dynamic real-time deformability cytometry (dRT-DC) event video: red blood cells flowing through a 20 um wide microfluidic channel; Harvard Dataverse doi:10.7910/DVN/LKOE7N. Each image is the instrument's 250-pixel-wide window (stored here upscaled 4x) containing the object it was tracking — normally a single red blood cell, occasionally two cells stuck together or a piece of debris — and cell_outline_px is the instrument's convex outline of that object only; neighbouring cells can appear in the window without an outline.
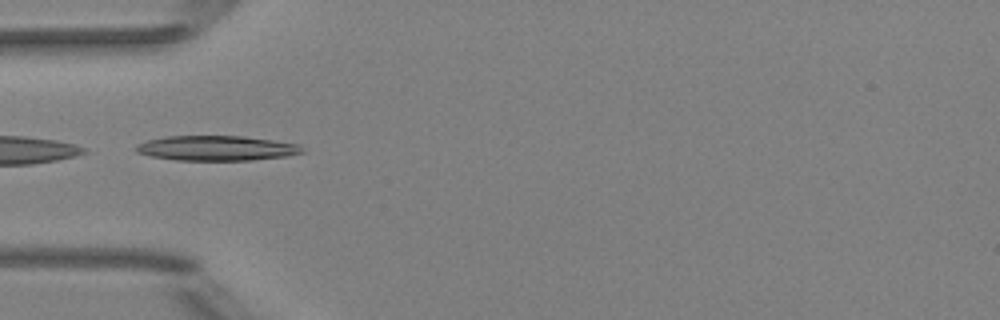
{"species": "Egyptian fruit bat (a non-hibernating species)", "species_latin": "Rousettus aegyptiacus", "temperature_condition": "room temperature", "stored_images_in_passage": 24, "camera_frame_rate_fps": 3000, "um_per_image_px": 0.085, "animal": {"sex": "female"}, "frame": {"image": 1, "passage_image": 1, "time_ms": 0.0, "image_size_px": [1000, 320], "cell_outline_px": [[304, 152], [288, 156], [252, 160], [176, 160], [152, 156], [136, 152], [136, 144], [148, 140], [164, 136], [244, 136], [300, 144], [304, 148]], "centroid_in_image_um": [18.44, 12.59], "position_along_channel_um": 66.6, "area_um2": 24.22}}
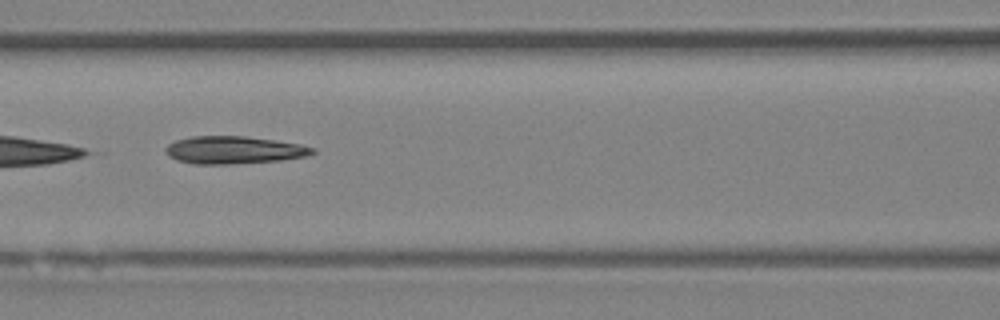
{"frame": {"image": 2, "passage_image": 7, "time_ms": 2.0, "image_size_px": [1000, 320], "cell_outline_px": [[316, 152], [308, 156], [280, 160], [228, 164], [196, 164], [176, 160], [168, 156], [164, 148], [168, 144], [176, 140], [192, 136], [244, 136], [276, 140], [300, 144], [316, 148]], "centroid_in_image_um": [19.88, 12.75], "position_along_channel_um": 146.7, "area_um2": 23.7}}
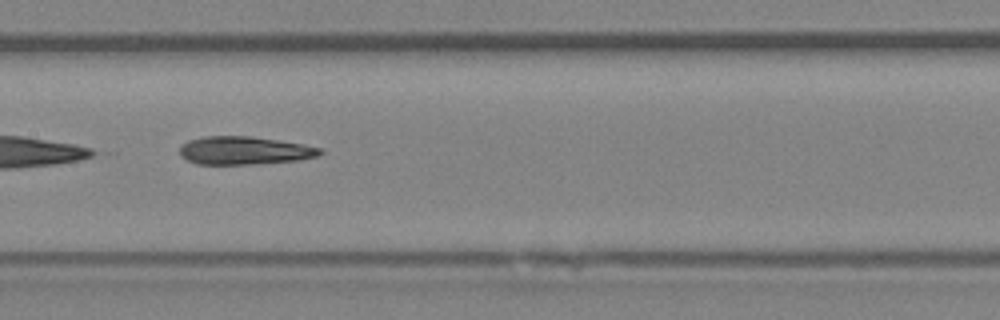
{"frame": {"image": 3, "passage_image": 10, "time_ms": 3.0, "image_size_px": [1000, 320], "cell_outline_px": [[324, 152], [316, 156], [300, 160], [252, 164], [196, 164], [180, 156], [180, 144], [188, 140], [204, 136], [252, 136], [300, 144], [320, 148]], "centroid_in_image_um": [20.71, 12.79], "position_along_channel_um": 186.7, "area_um2": 22.89}, "authors_computed_cell_mechanics": {"area_um2": 23.2645, "velocity_mm_per_s": 4.0358, "shape_relaxation_time_tau1_ms": 6.1389, "shape_relaxation_time_tau2_ms": 4.1995, "deformation_change_tau1": 0.2139, "deformation_change_tau2": 0.1755}}